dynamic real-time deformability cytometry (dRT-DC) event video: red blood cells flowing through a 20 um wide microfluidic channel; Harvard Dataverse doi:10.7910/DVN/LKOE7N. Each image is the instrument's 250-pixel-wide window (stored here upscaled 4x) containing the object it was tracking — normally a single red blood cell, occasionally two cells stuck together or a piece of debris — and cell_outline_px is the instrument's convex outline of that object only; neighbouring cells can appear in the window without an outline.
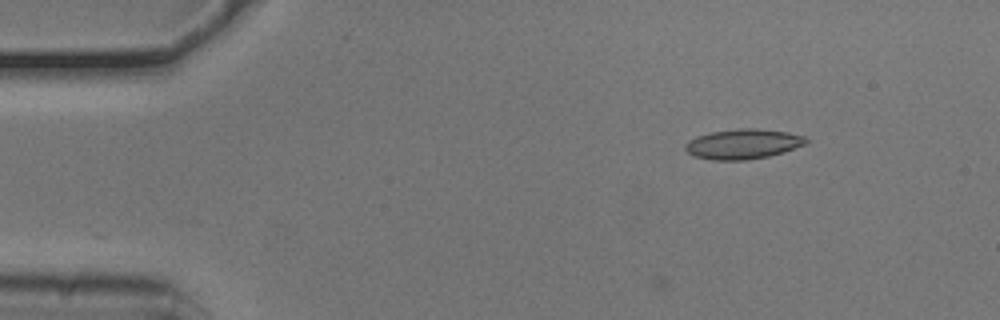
{"species": "common noctule bat (a hibernating species)", "species_latin": "Nyctalus noctula", "temperature_condition": "cold", "stored_images_in_passage": 6, "camera_frame_rate_fps": 3000, "um_per_image_px": 0.085, "animal": {"sex": "male", "body_mass_g": 20.5, "forearm_length_mm": 52.5}, "frame": {"image": 1, "passage_image": 1, "time_ms": 0.0, "image_size_px": [1000, 320], "cell_outline_px": [[808, 140], [804, 144], [784, 152], [768, 156], [744, 160], [712, 160], [692, 156], [684, 148], [684, 144], [688, 140], [696, 136], [712, 132], [740, 128], [756, 128], [788, 132], [804, 136]], "centroid_in_image_um": [63.11, 12.24], "position_along_channel_um": 21.9, "area_um2": 21.1}}